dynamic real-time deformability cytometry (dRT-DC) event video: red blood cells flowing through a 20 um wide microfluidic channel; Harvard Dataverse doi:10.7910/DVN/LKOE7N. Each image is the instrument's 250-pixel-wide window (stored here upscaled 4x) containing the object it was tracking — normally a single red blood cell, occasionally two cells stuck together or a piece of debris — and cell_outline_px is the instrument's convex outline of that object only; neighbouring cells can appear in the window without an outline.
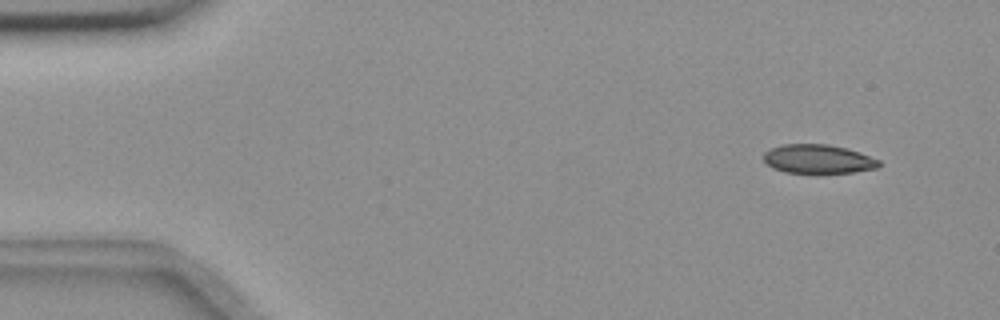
{"species": "common noctule bat (a hibernating species)", "species_latin": "Nyctalus noctula", "temperature_condition": "room temperature", "stored_images_in_passage": 52, "camera_frame_rate_fps": 3000, "um_per_image_px": 0.085, "animal": {"sex": "female", "body_mass_g": 18.4}, "frame": {"image": 1, "passage_image": 1, "time_ms": 0.0, "image_size_px": [1000, 320], "cell_outline_px": [[880, 164], [876, 168], [852, 172], [816, 176], [784, 172], [772, 168], [764, 160], [764, 152], [772, 148], [784, 144], [828, 144], [860, 152], [880, 160]], "centroid_in_image_um": [69.53, 13.57], "position_along_channel_um": 15.5, "area_um2": 20.11}}
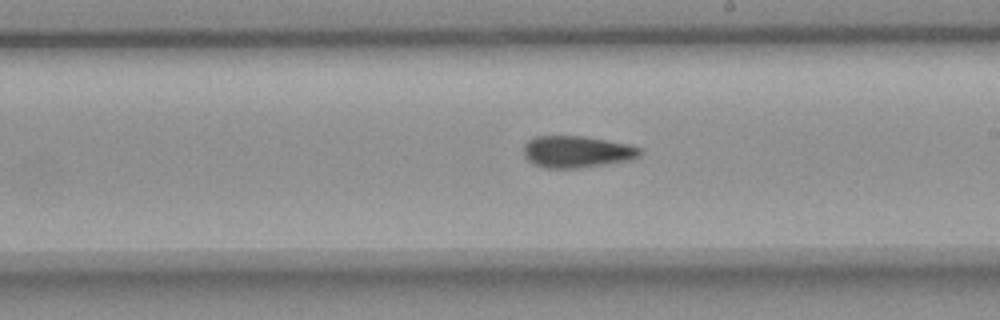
{"frame": {"image": 2, "passage_image": 28, "time_ms": 9.0, "image_size_px": [1000, 320], "cell_outline_px": [[640, 156], [632, 160], [576, 168], [544, 168], [528, 160], [524, 156], [524, 144], [528, 140], [536, 136], [584, 136], [608, 140], [628, 144], [640, 148]], "centroid_in_image_um": [49.03, 12.89], "position_along_channel_um": 240.0, "area_um2": 21.5}}
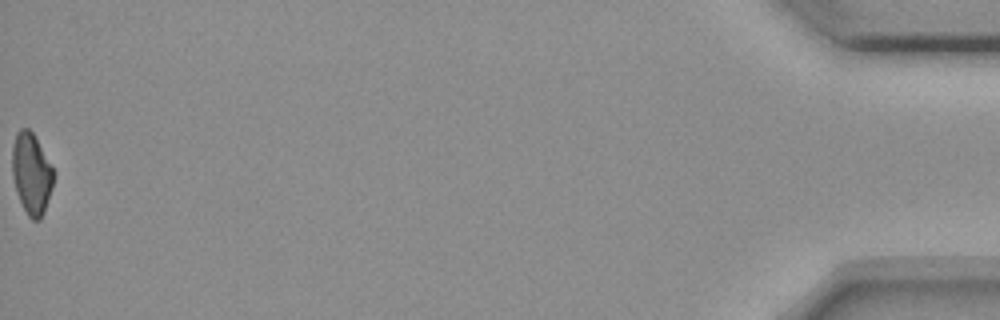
{"frame": {"image": 3, "passage_image": 52, "time_ms": 17.0, "image_size_px": [1000, 320], "cell_outline_px": [[56, 172], [52, 188], [44, 212], [40, 220], [32, 220], [28, 216], [16, 192], [12, 176], [12, 148], [16, 132], [20, 128], [28, 128], [32, 132]], "centroid_in_image_um": [2.68, 14.75], "position_along_channel_um": 432.5, "area_um2": 19.71}, "authors_computed_cell_mechanics": {"area_um2": 21.2126, "velocity_mm_per_s": 3.6804, "shape_relaxation_time_tau1_ms": null, "shape_relaxation_time_tau2_ms": 7.5261, "deformation_change_tau1": null, "deformation_change_tau2": 0.1169}}